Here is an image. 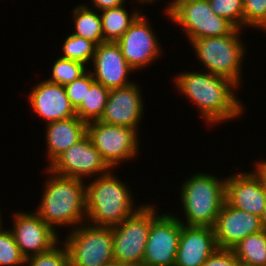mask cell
<instances>
[{"label":"cell","mask_w":266,"mask_h":266,"mask_svg":"<svg viewBox=\"0 0 266 266\" xmlns=\"http://www.w3.org/2000/svg\"><path fill=\"white\" fill-rule=\"evenodd\" d=\"M166 16L180 26L190 42L230 35L237 29L231 22L216 15L208 0H175Z\"/></svg>","instance_id":"obj_8"},{"label":"cell","mask_w":266,"mask_h":266,"mask_svg":"<svg viewBox=\"0 0 266 266\" xmlns=\"http://www.w3.org/2000/svg\"><path fill=\"white\" fill-rule=\"evenodd\" d=\"M91 64L94 80L109 90L126 87L134 82L129 80L128 74L136 71L127 63L116 42L106 41L97 45Z\"/></svg>","instance_id":"obj_16"},{"label":"cell","mask_w":266,"mask_h":266,"mask_svg":"<svg viewBox=\"0 0 266 266\" xmlns=\"http://www.w3.org/2000/svg\"><path fill=\"white\" fill-rule=\"evenodd\" d=\"M214 13L229 22L237 29H243V0H208Z\"/></svg>","instance_id":"obj_28"},{"label":"cell","mask_w":266,"mask_h":266,"mask_svg":"<svg viewBox=\"0 0 266 266\" xmlns=\"http://www.w3.org/2000/svg\"><path fill=\"white\" fill-rule=\"evenodd\" d=\"M113 170L115 169H110L86 184L88 224L114 227L141 207L134 205L129 185L119 180L121 178Z\"/></svg>","instance_id":"obj_3"},{"label":"cell","mask_w":266,"mask_h":266,"mask_svg":"<svg viewBox=\"0 0 266 266\" xmlns=\"http://www.w3.org/2000/svg\"><path fill=\"white\" fill-rule=\"evenodd\" d=\"M1 215H2V213H1V211H0V227L3 226L2 224L4 223L3 220H1V219H2V218H1L2 216H1Z\"/></svg>","instance_id":"obj_40"},{"label":"cell","mask_w":266,"mask_h":266,"mask_svg":"<svg viewBox=\"0 0 266 266\" xmlns=\"http://www.w3.org/2000/svg\"><path fill=\"white\" fill-rule=\"evenodd\" d=\"M88 6V4L76 5V8L72 10V21L75 25V32L72 34L92 41L97 46L104 42L101 17L97 10Z\"/></svg>","instance_id":"obj_21"},{"label":"cell","mask_w":266,"mask_h":266,"mask_svg":"<svg viewBox=\"0 0 266 266\" xmlns=\"http://www.w3.org/2000/svg\"><path fill=\"white\" fill-rule=\"evenodd\" d=\"M241 30L236 29L226 36L205 37L190 42L195 56L207 72L225 77L238 87L241 86L242 65L247 51L240 37Z\"/></svg>","instance_id":"obj_5"},{"label":"cell","mask_w":266,"mask_h":266,"mask_svg":"<svg viewBox=\"0 0 266 266\" xmlns=\"http://www.w3.org/2000/svg\"><path fill=\"white\" fill-rule=\"evenodd\" d=\"M94 82L95 80L91 74V71L87 70L78 79H75L71 83L64 86L67 97L69 98V101L75 110L81 105L87 91Z\"/></svg>","instance_id":"obj_31"},{"label":"cell","mask_w":266,"mask_h":266,"mask_svg":"<svg viewBox=\"0 0 266 266\" xmlns=\"http://www.w3.org/2000/svg\"><path fill=\"white\" fill-rule=\"evenodd\" d=\"M143 101L141 87L139 88L136 82L126 87L111 89L99 121L125 126L138 132V125L141 124L145 111Z\"/></svg>","instance_id":"obj_15"},{"label":"cell","mask_w":266,"mask_h":266,"mask_svg":"<svg viewBox=\"0 0 266 266\" xmlns=\"http://www.w3.org/2000/svg\"><path fill=\"white\" fill-rule=\"evenodd\" d=\"M12 234L21 253L30 256L50 250L59 240V233L47 225L36 212L13 213Z\"/></svg>","instance_id":"obj_13"},{"label":"cell","mask_w":266,"mask_h":266,"mask_svg":"<svg viewBox=\"0 0 266 266\" xmlns=\"http://www.w3.org/2000/svg\"><path fill=\"white\" fill-rule=\"evenodd\" d=\"M217 248L212 227L182 224L174 266H202Z\"/></svg>","instance_id":"obj_19"},{"label":"cell","mask_w":266,"mask_h":266,"mask_svg":"<svg viewBox=\"0 0 266 266\" xmlns=\"http://www.w3.org/2000/svg\"><path fill=\"white\" fill-rule=\"evenodd\" d=\"M124 5L99 12L104 42H116L142 12L136 9L130 14Z\"/></svg>","instance_id":"obj_22"},{"label":"cell","mask_w":266,"mask_h":266,"mask_svg":"<svg viewBox=\"0 0 266 266\" xmlns=\"http://www.w3.org/2000/svg\"><path fill=\"white\" fill-rule=\"evenodd\" d=\"M26 258L15 242L11 229L0 227V266H24Z\"/></svg>","instance_id":"obj_27"},{"label":"cell","mask_w":266,"mask_h":266,"mask_svg":"<svg viewBox=\"0 0 266 266\" xmlns=\"http://www.w3.org/2000/svg\"><path fill=\"white\" fill-rule=\"evenodd\" d=\"M256 166H254L255 170L259 173V175L262 177L263 179V182L265 184V187H266V160H260L259 162H255Z\"/></svg>","instance_id":"obj_34"},{"label":"cell","mask_w":266,"mask_h":266,"mask_svg":"<svg viewBox=\"0 0 266 266\" xmlns=\"http://www.w3.org/2000/svg\"><path fill=\"white\" fill-rule=\"evenodd\" d=\"M179 74L173 80L177 91L196 104L205 124H222L244 113L241 99L235 94L238 86L231 80L207 71Z\"/></svg>","instance_id":"obj_1"},{"label":"cell","mask_w":266,"mask_h":266,"mask_svg":"<svg viewBox=\"0 0 266 266\" xmlns=\"http://www.w3.org/2000/svg\"><path fill=\"white\" fill-rule=\"evenodd\" d=\"M174 1L175 0H173L171 3H168V5L165 6L166 8H164L165 9L164 13H166L167 15L170 13Z\"/></svg>","instance_id":"obj_37"},{"label":"cell","mask_w":266,"mask_h":266,"mask_svg":"<svg viewBox=\"0 0 266 266\" xmlns=\"http://www.w3.org/2000/svg\"><path fill=\"white\" fill-rule=\"evenodd\" d=\"M28 100L33 111L47 124L76 116L65 87L47 79L32 88Z\"/></svg>","instance_id":"obj_18"},{"label":"cell","mask_w":266,"mask_h":266,"mask_svg":"<svg viewBox=\"0 0 266 266\" xmlns=\"http://www.w3.org/2000/svg\"><path fill=\"white\" fill-rule=\"evenodd\" d=\"M182 218L171 213L159 214L151 223L142 265L174 266Z\"/></svg>","instance_id":"obj_10"},{"label":"cell","mask_w":266,"mask_h":266,"mask_svg":"<svg viewBox=\"0 0 266 266\" xmlns=\"http://www.w3.org/2000/svg\"><path fill=\"white\" fill-rule=\"evenodd\" d=\"M62 45L63 54L60 57L81 62L89 67L88 63L92 62L96 48L92 41L70 34Z\"/></svg>","instance_id":"obj_25"},{"label":"cell","mask_w":266,"mask_h":266,"mask_svg":"<svg viewBox=\"0 0 266 266\" xmlns=\"http://www.w3.org/2000/svg\"><path fill=\"white\" fill-rule=\"evenodd\" d=\"M109 92V89L95 81L87 91L81 105L75 110L76 116L85 123L100 120Z\"/></svg>","instance_id":"obj_24"},{"label":"cell","mask_w":266,"mask_h":266,"mask_svg":"<svg viewBox=\"0 0 266 266\" xmlns=\"http://www.w3.org/2000/svg\"><path fill=\"white\" fill-rule=\"evenodd\" d=\"M244 27L266 32V0H243Z\"/></svg>","instance_id":"obj_30"},{"label":"cell","mask_w":266,"mask_h":266,"mask_svg":"<svg viewBox=\"0 0 266 266\" xmlns=\"http://www.w3.org/2000/svg\"><path fill=\"white\" fill-rule=\"evenodd\" d=\"M225 201L236 209L261 218L266 206V187L262 177L255 169L227 176Z\"/></svg>","instance_id":"obj_14"},{"label":"cell","mask_w":266,"mask_h":266,"mask_svg":"<svg viewBox=\"0 0 266 266\" xmlns=\"http://www.w3.org/2000/svg\"><path fill=\"white\" fill-rule=\"evenodd\" d=\"M226 178L219 179L211 173H196L180 186V199L186 222L183 225H215L216 219L225 202Z\"/></svg>","instance_id":"obj_4"},{"label":"cell","mask_w":266,"mask_h":266,"mask_svg":"<svg viewBox=\"0 0 266 266\" xmlns=\"http://www.w3.org/2000/svg\"><path fill=\"white\" fill-rule=\"evenodd\" d=\"M87 68L81 62L60 57L53 63L51 78L47 80L65 86L83 75Z\"/></svg>","instance_id":"obj_26"},{"label":"cell","mask_w":266,"mask_h":266,"mask_svg":"<svg viewBox=\"0 0 266 266\" xmlns=\"http://www.w3.org/2000/svg\"><path fill=\"white\" fill-rule=\"evenodd\" d=\"M142 13L116 41L127 63L136 71L148 68L163 51L158 36Z\"/></svg>","instance_id":"obj_12"},{"label":"cell","mask_w":266,"mask_h":266,"mask_svg":"<svg viewBox=\"0 0 266 266\" xmlns=\"http://www.w3.org/2000/svg\"><path fill=\"white\" fill-rule=\"evenodd\" d=\"M92 2V7L95 10L101 12L110 8L119 7L125 4L126 0H90Z\"/></svg>","instance_id":"obj_33"},{"label":"cell","mask_w":266,"mask_h":266,"mask_svg":"<svg viewBox=\"0 0 266 266\" xmlns=\"http://www.w3.org/2000/svg\"><path fill=\"white\" fill-rule=\"evenodd\" d=\"M25 266H70L66 245L59 241L50 250L28 257Z\"/></svg>","instance_id":"obj_29"},{"label":"cell","mask_w":266,"mask_h":266,"mask_svg":"<svg viewBox=\"0 0 266 266\" xmlns=\"http://www.w3.org/2000/svg\"><path fill=\"white\" fill-rule=\"evenodd\" d=\"M239 262L266 266V229L251 234L232 248Z\"/></svg>","instance_id":"obj_23"},{"label":"cell","mask_w":266,"mask_h":266,"mask_svg":"<svg viewBox=\"0 0 266 266\" xmlns=\"http://www.w3.org/2000/svg\"><path fill=\"white\" fill-rule=\"evenodd\" d=\"M261 222L263 224V227L266 229V206L263 210L262 216H261Z\"/></svg>","instance_id":"obj_36"},{"label":"cell","mask_w":266,"mask_h":266,"mask_svg":"<svg viewBox=\"0 0 266 266\" xmlns=\"http://www.w3.org/2000/svg\"><path fill=\"white\" fill-rule=\"evenodd\" d=\"M46 167L57 175L81 180L95 178L111 169L87 134Z\"/></svg>","instance_id":"obj_11"},{"label":"cell","mask_w":266,"mask_h":266,"mask_svg":"<svg viewBox=\"0 0 266 266\" xmlns=\"http://www.w3.org/2000/svg\"><path fill=\"white\" fill-rule=\"evenodd\" d=\"M62 241L70 266H105L114 260L112 227L80 224Z\"/></svg>","instance_id":"obj_6"},{"label":"cell","mask_w":266,"mask_h":266,"mask_svg":"<svg viewBox=\"0 0 266 266\" xmlns=\"http://www.w3.org/2000/svg\"><path fill=\"white\" fill-rule=\"evenodd\" d=\"M153 204H143L120 224L112 227L114 260L129 265H142L152 221L159 215Z\"/></svg>","instance_id":"obj_7"},{"label":"cell","mask_w":266,"mask_h":266,"mask_svg":"<svg viewBox=\"0 0 266 266\" xmlns=\"http://www.w3.org/2000/svg\"><path fill=\"white\" fill-rule=\"evenodd\" d=\"M46 125V157L49 165L69 147L87 134V123L78 116L58 120Z\"/></svg>","instance_id":"obj_20"},{"label":"cell","mask_w":266,"mask_h":266,"mask_svg":"<svg viewBox=\"0 0 266 266\" xmlns=\"http://www.w3.org/2000/svg\"><path fill=\"white\" fill-rule=\"evenodd\" d=\"M218 248L232 249L241 240L265 228L261 218L224 202L213 226Z\"/></svg>","instance_id":"obj_17"},{"label":"cell","mask_w":266,"mask_h":266,"mask_svg":"<svg viewBox=\"0 0 266 266\" xmlns=\"http://www.w3.org/2000/svg\"><path fill=\"white\" fill-rule=\"evenodd\" d=\"M239 260L232 249L217 248L202 266H238Z\"/></svg>","instance_id":"obj_32"},{"label":"cell","mask_w":266,"mask_h":266,"mask_svg":"<svg viewBox=\"0 0 266 266\" xmlns=\"http://www.w3.org/2000/svg\"><path fill=\"white\" fill-rule=\"evenodd\" d=\"M135 1V0H134ZM137 1V3L139 2V4L141 3V4H143V3H147V5L149 4V3H154V2H156V0L154 1V0H136Z\"/></svg>","instance_id":"obj_38"},{"label":"cell","mask_w":266,"mask_h":266,"mask_svg":"<svg viewBox=\"0 0 266 266\" xmlns=\"http://www.w3.org/2000/svg\"><path fill=\"white\" fill-rule=\"evenodd\" d=\"M238 266H255V265H250V264H246L243 262H239Z\"/></svg>","instance_id":"obj_39"},{"label":"cell","mask_w":266,"mask_h":266,"mask_svg":"<svg viewBox=\"0 0 266 266\" xmlns=\"http://www.w3.org/2000/svg\"><path fill=\"white\" fill-rule=\"evenodd\" d=\"M45 171L50 176L44 183L41 201L35 212L56 232L55 226H69L73 230L85 223L86 180L60 176L47 167Z\"/></svg>","instance_id":"obj_2"},{"label":"cell","mask_w":266,"mask_h":266,"mask_svg":"<svg viewBox=\"0 0 266 266\" xmlns=\"http://www.w3.org/2000/svg\"><path fill=\"white\" fill-rule=\"evenodd\" d=\"M87 135L111 169L136 158L140 151L139 133L132 128L97 120L87 123Z\"/></svg>","instance_id":"obj_9"},{"label":"cell","mask_w":266,"mask_h":266,"mask_svg":"<svg viewBox=\"0 0 266 266\" xmlns=\"http://www.w3.org/2000/svg\"><path fill=\"white\" fill-rule=\"evenodd\" d=\"M105 266H132V265L120 263L118 261L113 260L112 262L106 264Z\"/></svg>","instance_id":"obj_35"}]
</instances>
